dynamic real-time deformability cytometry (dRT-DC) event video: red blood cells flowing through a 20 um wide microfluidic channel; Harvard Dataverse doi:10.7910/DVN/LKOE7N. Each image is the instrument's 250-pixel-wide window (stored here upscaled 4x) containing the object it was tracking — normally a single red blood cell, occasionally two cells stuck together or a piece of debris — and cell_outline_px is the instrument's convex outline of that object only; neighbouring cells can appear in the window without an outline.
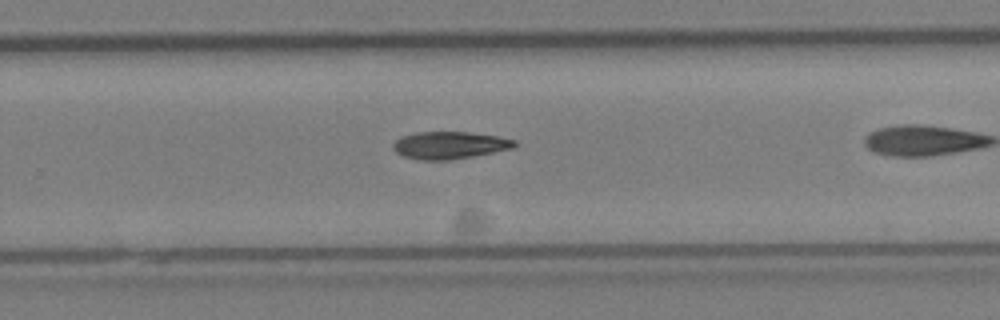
{"species": "Egyptian fruit bat (a non-hibernating species)", "species_latin": "Rousettus aegyptiacus", "temperature_condition": "cold", "stored_images_in_passage": 24, "camera_frame_rate_fps": 3000, "um_per_image_px": 0.085, "animal": {"sex": "female"}, "frame": {"image": 1, "passage_image": 14, "time_ms": 4.333, "image_size_px": [1000, 320], "cell_outline_px": [[516, 144], [512, 148], [472, 156], [448, 160], [424, 160], [404, 156], [396, 152], [392, 148], [392, 144], [400, 136], [416, 132], [468, 132], [496, 136], [516, 140]], "centroid_in_image_um": [38.17, 12.33], "position_along_channel_um": 291.6, "area_um2": 19.13}}